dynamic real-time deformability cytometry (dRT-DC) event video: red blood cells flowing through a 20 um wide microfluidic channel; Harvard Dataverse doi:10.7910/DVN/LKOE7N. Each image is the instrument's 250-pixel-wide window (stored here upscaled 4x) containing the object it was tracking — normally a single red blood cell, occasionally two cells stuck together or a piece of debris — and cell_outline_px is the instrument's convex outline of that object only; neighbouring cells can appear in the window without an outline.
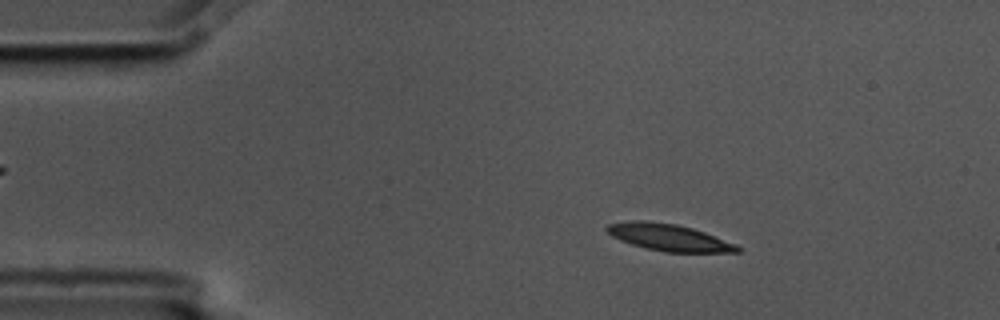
{"species": "common noctule bat (a hibernating species)", "species_latin": "Nyctalus noctula", "temperature_condition": "cold", "stored_images_in_passage": 5, "camera_frame_rate_fps": 3000, "um_per_image_px": 0.085, "animal": {"sex": "male", "body_mass_g": 17.5, "forearm_length_mm": 52.3}, "frame": {"image": 1, "passage_image": 3, "time_ms": 0.667, "image_size_px": [1000, 320], "cell_outline_px": [[740, 252], [664, 252], [644, 248], [620, 240], [612, 236], [604, 228], [608, 224], [628, 220], [644, 220], [676, 224], [692, 228], [704, 232], [736, 244], [740, 248]], "centroid_in_image_um": [56.81, 20.17], "position_along_channel_um": 28.2, "area_um2": 20.4}}